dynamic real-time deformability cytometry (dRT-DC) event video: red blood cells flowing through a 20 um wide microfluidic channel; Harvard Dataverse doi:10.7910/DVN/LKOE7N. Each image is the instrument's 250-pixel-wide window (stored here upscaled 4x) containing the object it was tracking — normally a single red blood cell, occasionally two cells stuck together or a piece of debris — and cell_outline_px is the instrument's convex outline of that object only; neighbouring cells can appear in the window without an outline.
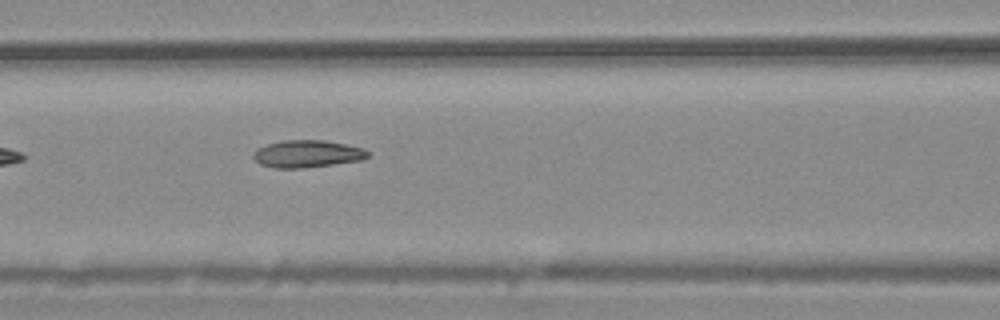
{"species": "common noctule bat (a hibernating species)", "species_latin": "Nyctalus noctula", "temperature_condition": "warm", "stored_images_in_passage": 3, "camera_frame_rate_fps": 3000, "um_per_image_px": 0.085, "animal": {"sex": "male", "body_mass_g": 20.4}, "frame": {"image": 1, "passage_image": 3, "time_ms": 0.667, "image_size_px": [1000, 320], "cell_outline_px": [[368, 156], [360, 160], [304, 168], [276, 168], [260, 164], [252, 156], [252, 152], [256, 148], [280, 140], [324, 140], [364, 148], [368, 152]], "centroid_in_image_um": [26.06, 13.07], "position_along_channel_um": 140.5, "area_um2": 18.15}}